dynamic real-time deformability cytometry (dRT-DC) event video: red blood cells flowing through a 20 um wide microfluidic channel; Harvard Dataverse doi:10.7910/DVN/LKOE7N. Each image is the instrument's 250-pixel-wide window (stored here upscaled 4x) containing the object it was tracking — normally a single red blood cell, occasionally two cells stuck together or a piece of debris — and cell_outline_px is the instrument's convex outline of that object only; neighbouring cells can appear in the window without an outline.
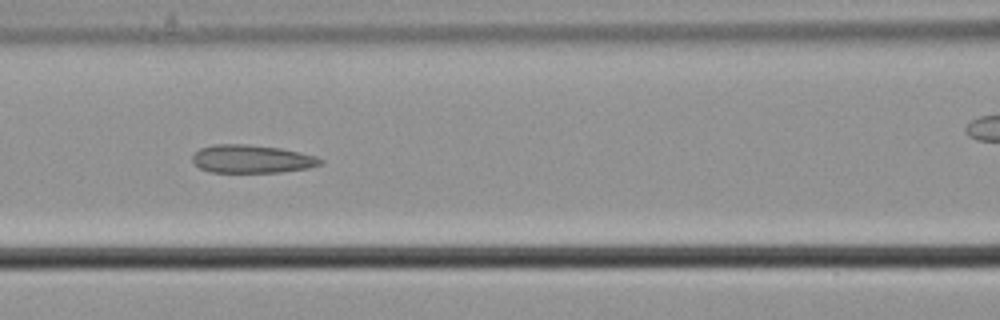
{"species": "common noctule bat (a hibernating species)", "species_latin": "Nyctalus noctula", "temperature_condition": "cold", "stored_images_in_passage": 7, "camera_frame_rate_fps": 3000, "um_per_image_px": 0.085, "animal": {"sex": "male", "body_mass_g": 21.5, "forearm_length_mm": 52.0}, "frame": {"image": 1, "passage_image": 6, "time_ms": 1.667, "image_size_px": [1000, 320], "cell_outline_px": [[324, 160], [320, 164], [308, 168], [280, 172], [212, 172], [200, 168], [192, 160], [192, 156], [200, 148], [212, 144], [244, 144], [280, 148], [300, 152], [316, 156]], "centroid_in_image_um": [21.4, 13.51], "position_along_channel_um": 145.2, "area_um2": 20.87}}